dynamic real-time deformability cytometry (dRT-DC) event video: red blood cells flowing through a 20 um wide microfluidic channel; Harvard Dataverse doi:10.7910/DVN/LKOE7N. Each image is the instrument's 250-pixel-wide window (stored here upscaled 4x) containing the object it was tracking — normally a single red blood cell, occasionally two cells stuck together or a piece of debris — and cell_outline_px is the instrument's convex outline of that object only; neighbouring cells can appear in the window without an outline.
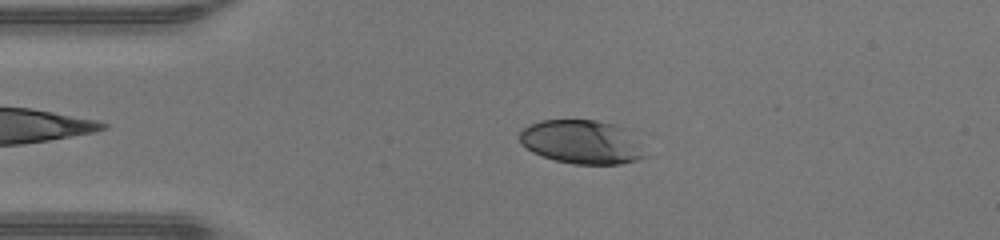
{"species": "human", "species_latin": "Homo sapiens", "temperature_condition": "warm", "stored_images_in_passage": 47, "camera_frame_rate_fps": 3000, "um_per_image_px": 0.085, "donor": {"sex": "male"}, "frame": {"image": 1, "passage_image": 10, "time_ms": 3.0, "image_size_px": [1000, 240], "cell_outline_px": [[648, 156], [636, 160], [620, 164], [572, 164], [556, 160], [532, 152], [520, 144], [520, 132], [524, 128], [540, 120], [596, 120], [632, 128]], "centroid_in_image_um": [49.54, 12.06], "position_along_channel_um": 35.5, "area_um2": 32.6}}
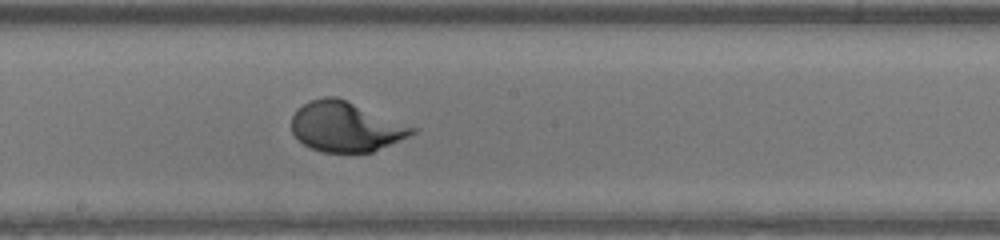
{"frame": {"image": 2, "passage_image": 25, "time_ms": 8.0, "image_size_px": [1000, 240], "cell_outline_px": [[420, 128], [416, 132], [408, 136], [372, 152], [320, 152], [304, 144], [292, 132], [292, 116], [296, 108], [308, 100], [324, 96], [336, 96]], "centroid_in_image_um": [29.39, 10.75], "position_along_channel_um": 218.8, "area_um2": 35.26}}
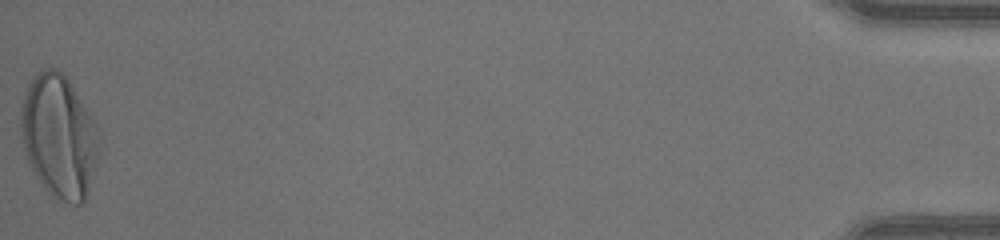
{"frame": {"image": 3, "passage_image": 47, "time_ms": 15.333, "image_size_px": [1000, 240], "cell_outline_px": [[100, 132], [96, 160], [88, 188], [84, 200], [80, 204], [72, 204], [60, 200], [40, 184], [28, 164], [24, 152], [20, 128], [20, 112], [24, 92], [28, 84], [36, 72], [44, 68], [56, 68], [68, 80], [100, 128]], "centroid_in_image_um": [4.98, 11.56], "position_along_channel_um": 430.2, "area_um2": 56.07}}